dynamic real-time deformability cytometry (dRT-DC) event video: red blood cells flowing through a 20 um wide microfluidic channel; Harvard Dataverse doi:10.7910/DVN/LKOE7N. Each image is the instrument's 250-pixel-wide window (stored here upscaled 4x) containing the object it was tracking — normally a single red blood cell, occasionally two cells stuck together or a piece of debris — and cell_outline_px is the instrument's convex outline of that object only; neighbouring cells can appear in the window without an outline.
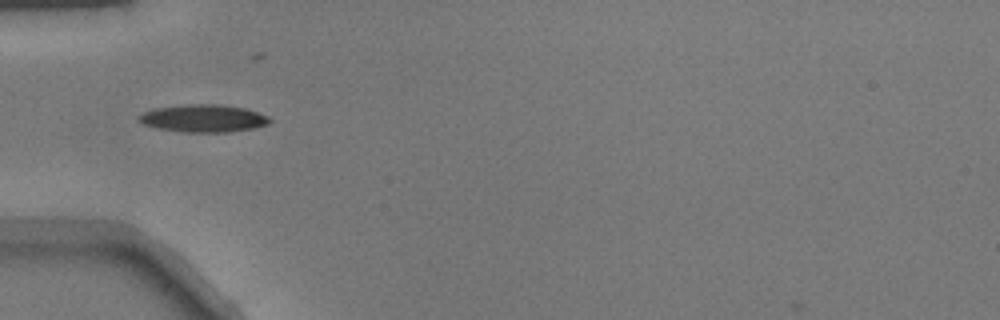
{"species": "common noctule bat (a hibernating species)", "species_latin": "Nyctalus noctula", "temperature_condition": "warm", "stored_images_in_passage": 20, "camera_frame_rate_fps": 3000, "um_per_image_px": 0.085, "animal": {"sex": "male", "body_mass_g": 17.9}, "frame": {"image": 1, "passage_image": 1, "time_ms": 0.0, "image_size_px": [1000, 320], "cell_outline_px": [[272, 120], [268, 124], [252, 128], [228, 132], [188, 132], [160, 128], [144, 124], [136, 116], [152, 108], [188, 104], [220, 104], [244, 108], [268, 116]], "centroid_in_image_um": [17.29, 10.04], "position_along_channel_um": 67.7, "area_um2": 20.81}}
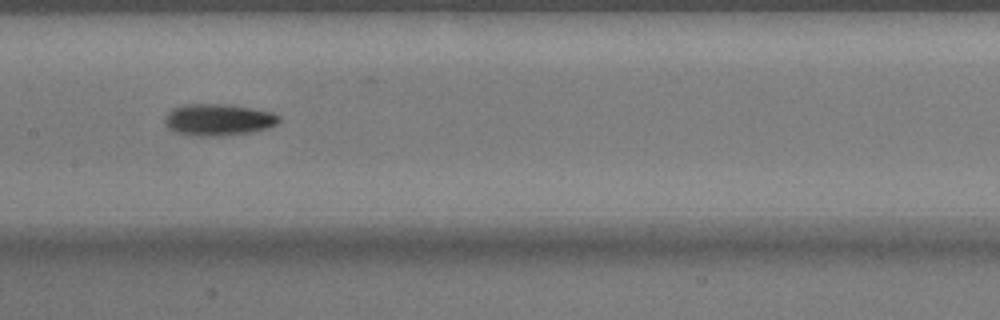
{"frame": {"image": 2, "passage_image": 10, "time_ms": 3.0, "image_size_px": [1000, 320], "cell_outline_px": [[280, 120], [276, 124], [268, 128], [248, 132], [220, 136], [196, 136], [176, 132], [168, 128], [164, 124], [164, 116], [172, 108], [184, 104], [224, 104], [252, 108], [272, 112], [280, 116]], "centroid_in_image_um": [18.52, 10.17], "position_along_channel_um": 188.9, "area_um2": 21.15}}
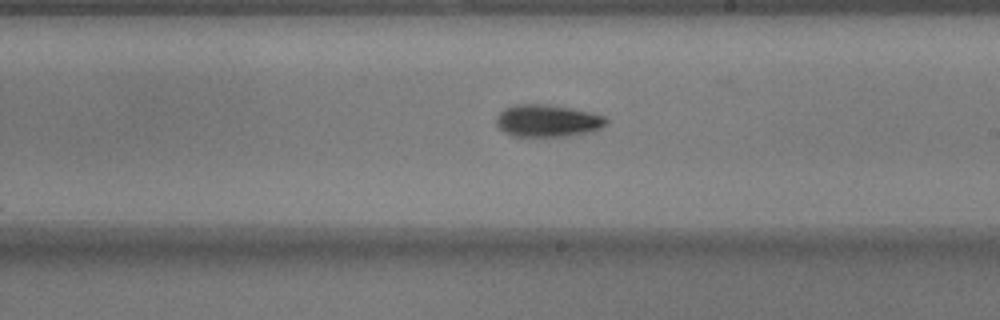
{"frame": {"image": 3, "passage_image": 14, "time_ms": 4.333, "image_size_px": [1000, 320], "cell_outline_px": [[608, 124], [592, 132], [568, 136], [512, 136], [504, 132], [496, 124], [496, 116], [504, 108], [516, 104], [544, 104], [592, 112], [604, 116], [608, 120]], "centroid_in_image_um": [46.55, 10.27], "position_along_channel_um": 242.5, "area_um2": 20.75}}